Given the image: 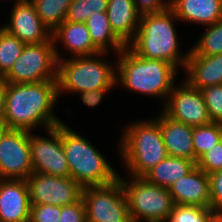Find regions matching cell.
Segmentation results:
<instances>
[{
	"label": "cell",
	"instance_id": "1",
	"mask_svg": "<svg viewBox=\"0 0 222 222\" xmlns=\"http://www.w3.org/2000/svg\"><path fill=\"white\" fill-rule=\"evenodd\" d=\"M58 94L57 80L37 83H7L3 121L9 129L34 131L62 123L53 113ZM33 130V131H32Z\"/></svg>",
	"mask_w": 222,
	"mask_h": 222
},
{
	"label": "cell",
	"instance_id": "2",
	"mask_svg": "<svg viewBox=\"0 0 222 222\" xmlns=\"http://www.w3.org/2000/svg\"><path fill=\"white\" fill-rule=\"evenodd\" d=\"M174 19L178 20L171 8L141 15L138 30L127 47L142 58L163 60L185 69L189 52L180 55Z\"/></svg>",
	"mask_w": 222,
	"mask_h": 222
},
{
	"label": "cell",
	"instance_id": "3",
	"mask_svg": "<svg viewBox=\"0 0 222 222\" xmlns=\"http://www.w3.org/2000/svg\"><path fill=\"white\" fill-rule=\"evenodd\" d=\"M117 55L116 85L121 83L127 90L168 98L175 86L176 66L163 60L142 58L127 46Z\"/></svg>",
	"mask_w": 222,
	"mask_h": 222
},
{
	"label": "cell",
	"instance_id": "4",
	"mask_svg": "<svg viewBox=\"0 0 222 222\" xmlns=\"http://www.w3.org/2000/svg\"><path fill=\"white\" fill-rule=\"evenodd\" d=\"M121 137L119 151L129 175L143 177L168 156L157 119L131 123Z\"/></svg>",
	"mask_w": 222,
	"mask_h": 222
},
{
	"label": "cell",
	"instance_id": "5",
	"mask_svg": "<svg viewBox=\"0 0 222 222\" xmlns=\"http://www.w3.org/2000/svg\"><path fill=\"white\" fill-rule=\"evenodd\" d=\"M62 146L70 177L83 188L111 184L118 179V173L99 150L63 122Z\"/></svg>",
	"mask_w": 222,
	"mask_h": 222
},
{
	"label": "cell",
	"instance_id": "6",
	"mask_svg": "<svg viewBox=\"0 0 222 222\" xmlns=\"http://www.w3.org/2000/svg\"><path fill=\"white\" fill-rule=\"evenodd\" d=\"M102 52L93 56L71 57L58 60V94L62 91L81 93L96 89H111L116 85V68L100 60Z\"/></svg>",
	"mask_w": 222,
	"mask_h": 222
},
{
	"label": "cell",
	"instance_id": "7",
	"mask_svg": "<svg viewBox=\"0 0 222 222\" xmlns=\"http://www.w3.org/2000/svg\"><path fill=\"white\" fill-rule=\"evenodd\" d=\"M131 176L130 181L118 176L128 202L132 222H166L175 206L169 188L154 185L144 177Z\"/></svg>",
	"mask_w": 222,
	"mask_h": 222
},
{
	"label": "cell",
	"instance_id": "8",
	"mask_svg": "<svg viewBox=\"0 0 222 222\" xmlns=\"http://www.w3.org/2000/svg\"><path fill=\"white\" fill-rule=\"evenodd\" d=\"M53 41L25 45L20 57L3 77L7 83H37L57 80L60 53Z\"/></svg>",
	"mask_w": 222,
	"mask_h": 222
},
{
	"label": "cell",
	"instance_id": "9",
	"mask_svg": "<svg viewBox=\"0 0 222 222\" xmlns=\"http://www.w3.org/2000/svg\"><path fill=\"white\" fill-rule=\"evenodd\" d=\"M86 222H132L119 178L111 184L84 187Z\"/></svg>",
	"mask_w": 222,
	"mask_h": 222
},
{
	"label": "cell",
	"instance_id": "10",
	"mask_svg": "<svg viewBox=\"0 0 222 222\" xmlns=\"http://www.w3.org/2000/svg\"><path fill=\"white\" fill-rule=\"evenodd\" d=\"M50 138L30 132L31 161L34 173L70 177V169L62 146V123L46 129Z\"/></svg>",
	"mask_w": 222,
	"mask_h": 222
},
{
	"label": "cell",
	"instance_id": "11",
	"mask_svg": "<svg viewBox=\"0 0 222 222\" xmlns=\"http://www.w3.org/2000/svg\"><path fill=\"white\" fill-rule=\"evenodd\" d=\"M31 205L65 206L82 197L83 187L72 177L32 173L26 180Z\"/></svg>",
	"mask_w": 222,
	"mask_h": 222
},
{
	"label": "cell",
	"instance_id": "12",
	"mask_svg": "<svg viewBox=\"0 0 222 222\" xmlns=\"http://www.w3.org/2000/svg\"><path fill=\"white\" fill-rule=\"evenodd\" d=\"M32 173L30 132L8 129L0 142V179L27 180Z\"/></svg>",
	"mask_w": 222,
	"mask_h": 222
},
{
	"label": "cell",
	"instance_id": "13",
	"mask_svg": "<svg viewBox=\"0 0 222 222\" xmlns=\"http://www.w3.org/2000/svg\"><path fill=\"white\" fill-rule=\"evenodd\" d=\"M165 98L163 113L174 121L196 127L211 121L202 92L186 80Z\"/></svg>",
	"mask_w": 222,
	"mask_h": 222
},
{
	"label": "cell",
	"instance_id": "14",
	"mask_svg": "<svg viewBox=\"0 0 222 222\" xmlns=\"http://www.w3.org/2000/svg\"><path fill=\"white\" fill-rule=\"evenodd\" d=\"M12 8L10 23L3 29L26 45L53 41L52 32L41 21L31 0H18Z\"/></svg>",
	"mask_w": 222,
	"mask_h": 222
},
{
	"label": "cell",
	"instance_id": "15",
	"mask_svg": "<svg viewBox=\"0 0 222 222\" xmlns=\"http://www.w3.org/2000/svg\"><path fill=\"white\" fill-rule=\"evenodd\" d=\"M30 212L26 180L0 179V222H30Z\"/></svg>",
	"mask_w": 222,
	"mask_h": 222
},
{
	"label": "cell",
	"instance_id": "16",
	"mask_svg": "<svg viewBox=\"0 0 222 222\" xmlns=\"http://www.w3.org/2000/svg\"><path fill=\"white\" fill-rule=\"evenodd\" d=\"M174 204L211 208L209 177L199 167H195L184 177L169 187Z\"/></svg>",
	"mask_w": 222,
	"mask_h": 222
},
{
	"label": "cell",
	"instance_id": "17",
	"mask_svg": "<svg viewBox=\"0 0 222 222\" xmlns=\"http://www.w3.org/2000/svg\"><path fill=\"white\" fill-rule=\"evenodd\" d=\"M184 71L185 80L199 90L222 84V53L202 56L191 49Z\"/></svg>",
	"mask_w": 222,
	"mask_h": 222
},
{
	"label": "cell",
	"instance_id": "18",
	"mask_svg": "<svg viewBox=\"0 0 222 222\" xmlns=\"http://www.w3.org/2000/svg\"><path fill=\"white\" fill-rule=\"evenodd\" d=\"M156 119L160 123L168 156L187 158L195 162L193 127L174 121L163 112Z\"/></svg>",
	"mask_w": 222,
	"mask_h": 222
},
{
	"label": "cell",
	"instance_id": "19",
	"mask_svg": "<svg viewBox=\"0 0 222 222\" xmlns=\"http://www.w3.org/2000/svg\"><path fill=\"white\" fill-rule=\"evenodd\" d=\"M178 20L210 26L222 19V0H170Z\"/></svg>",
	"mask_w": 222,
	"mask_h": 222
},
{
	"label": "cell",
	"instance_id": "20",
	"mask_svg": "<svg viewBox=\"0 0 222 222\" xmlns=\"http://www.w3.org/2000/svg\"><path fill=\"white\" fill-rule=\"evenodd\" d=\"M54 45H64L73 57L93 56L102 53L92 42L86 23L64 21L52 32Z\"/></svg>",
	"mask_w": 222,
	"mask_h": 222
},
{
	"label": "cell",
	"instance_id": "21",
	"mask_svg": "<svg viewBox=\"0 0 222 222\" xmlns=\"http://www.w3.org/2000/svg\"><path fill=\"white\" fill-rule=\"evenodd\" d=\"M106 13L112 30L127 45L134 38L141 18L134 0H108Z\"/></svg>",
	"mask_w": 222,
	"mask_h": 222
},
{
	"label": "cell",
	"instance_id": "22",
	"mask_svg": "<svg viewBox=\"0 0 222 222\" xmlns=\"http://www.w3.org/2000/svg\"><path fill=\"white\" fill-rule=\"evenodd\" d=\"M195 167L196 163L187 158L167 156L143 177L154 185L169 188L176 180L187 175Z\"/></svg>",
	"mask_w": 222,
	"mask_h": 222
},
{
	"label": "cell",
	"instance_id": "23",
	"mask_svg": "<svg viewBox=\"0 0 222 222\" xmlns=\"http://www.w3.org/2000/svg\"><path fill=\"white\" fill-rule=\"evenodd\" d=\"M85 23L93 44L101 52H107L111 47L118 54L127 46L112 30L106 12L92 14Z\"/></svg>",
	"mask_w": 222,
	"mask_h": 222
},
{
	"label": "cell",
	"instance_id": "24",
	"mask_svg": "<svg viewBox=\"0 0 222 222\" xmlns=\"http://www.w3.org/2000/svg\"><path fill=\"white\" fill-rule=\"evenodd\" d=\"M41 21L53 32L66 19L72 0H31Z\"/></svg>",
	"mask_w": 222,
	"mask_h": 222
},
{
	"label": "cell",
	"instance_id": "25",
	"mask_svg": "<svg viewBox=\"0 0 222 222\" xmlns=\"http://www.w3.org/2000/svg\"><path fill=\"white\" fill-rule=\"evenodd\" d=\"M222 140V123L210 122L193 127V147L195 163L209 149Z\"/></svg>",
	"mask_w": 222,
	"mask_h": 222
},
{
	"label": "cell",
	"instance_id": "26",
	"mask_svg": "<svg viewBox=\"0 0 222 222\" xmlns=\"http://www.w3.org/2000/svg\"><path fill=\"white\" fill-rule=\"evenodd\" d=\"M22 41L8 33L5 29L0 31V76L4 77L13 64L20 57L24 47Z\"/></svg>",
	"mask_w": 222,
	"mask_h": 222
},
{
	"label": "cell",
	"instance_id": "27",
	"mask_svg": "<svg viewBox=\"0 0 222 222\" xmlns=\"http://www.w3.org/2000/svg\"><path fill=\"white\" fill-rule=\"evenodd\" d=\"M201 38L191 48L197 55L209 56L222 53V19L207 26Z\"/></svg>",
	"mask_w": 222,
	"mask_h": 222
},
{
	"label": "cell",
	"instance_id": "28",
	"mask_svg": "<svg viewBox=\"0 0 222 222\" xmlns=\"http://www.w3.org/2000/svg\"><path fill=\"white\" fill-rule=\"evenodd\" d=\"M108 0H72L65 21L85 23L92 14L106 12Z\"/></svg>",
	"mask_w": 222,
	"mask_h": 222
},
{
	"label": "cell",
	"instance_id": "29",
	"mask_svg": "<svg viewBox=\"0 0 222 222\" xmlns=\"http://www.w3.org/2000/svg\"><path fill=\"white\" fill-rule=\"evenodd\" d=\"M214 213L211 208L177 204L167 222H207Z\"/></svg>",
	"mask_w": 222,
	"mask_h": 222
},
{
	"label": "cell",
	"instance_id": "30",
	"mask_svg": "<svg viewBox=\"0 0 222 222\" xmlns=\"http://www.w3.org/2000/svg\"><path fill=\"white\" fill-rule=\"evenodd\" d=\"M212 122L222 123V84L200 90Z\"/></svg>",
	"mask_w": 222,
	"mask_h": 222
},
{
	"label": "cell",
	"instance_id": "31",
	"mask_svg": "<svg viewBox=\"0 0 222 222\" xmlns=\"http://www.w3.org/2000/svg\"><path fill=\"white\" fill-rule=\"evenodd\" d=\"M196 166L206 174L222 170V140L204 153L196 162Z\"/></svg>",
	"mask_w": 222,
	"mask_h": 222
},
{
	"label": "cell",
	"instance_id": "32",
	"mask_svg": "<svg viewBox=\"0 0 222 222\" xmlns=\"http://www.w3.org/2000/svg\"><path fill=\"white\" fill-rule=\"evenodd\" d=\"M61 206L31 205L30 222H59Z\"/></svg>",
	"mask_w": 222,
	"mask_h": 222
},
{
	"label": "cell",
	"instance_id": "33",
	"mask_svg": "<svg viewBox=\"0 0 222 222\" xmlns=\"http://www.w3.org/2000/svg\"><path fill=\"white\" fill-rule=\"evenodd\" d=\"M211 209L222 214V170L208 174Z\"/></svg>",
	"mask_w": 222,
	"mask_h": 222
},
{
	"label": "cell",
	"instance_id": "34",
	"mask_svg": "<svg viewBox=\"0 0 222 222\" xmlns=\"http://www.w3.org/2000/svg\"><path fill=\"white\" fill-rule=\"evenodd\" d=\"M59 222H86L85 206L82 198L72 204L61 206Z\"/></svg>",
	"mask_w": 222,
	"mask_h": 222
},
{
	"label": "cell",
	"instance_id": "35",
	"mask_svg": "<svg viewBox=\"0 0 222 222\" xmlns=\"http://www.w3.org/2000/svg\"><path fill=\"white\" fill-rule=\"evenodd\" d=\"M134 5L141 15L159 13L170 8V0H134Z\"/></svg>",
	"mask_w": 222,
	"mask_h": 222
},
{
	"label": "cell",
	"instance_id": "36",
	"mask_svg": "<svg viewBox=\"0 0 222 222\" xmlns=\"http://www.w3.org/2000/svg\"><path fill=\"white\" fill-rule=\"evenodd\" d=\"M111 89H96L81 92V100L88 107H96L100 104L103 96ZM105 93V94H104Z\"/></svg>",
	"mask_w": 222,
	"mask_h": 222
},
{
	"label": "cell",
	"instance_id": "37",
	"mask_svg": "<svg viewBox=\"0 0 222 222\" xmlns=\"http://www.w3.org/2000/svg\"><path fill=\"white\" fill-rule=\"evenodd\" d=\"M7 82L0 78V119H3Z\"/></svg>",
	"mask_w": 222,
	"mask_h": 222
},
{
	"label": "cell",
	"instance_id": "38",
	"mask_svg": "<svg viewBox=\"0 0 222 222\" xmlns=\"http://www.w3.org/2000/svg\"><path fill=\"white\" fill-rule=\"evenodd\" d=\"M9 128L7 127V125L5 124V122L0 119V142L2 137L4 136L5 132L8 130Z\"/></svg>",
	"mask_w": 222,
	"mask_h": 222
},
{
	"label": "cell",
	"instance_id": "39",
	"mask_svg": "<svg viewBox=\"0 0 222 222\" xmlns=\"http://www.w3.org/2000/svg\"><path fill=\"white\" fill-rule=\"evenodd\" d=\"M207 222H222V214L214 213Z\"/></svg>",
	"mask_w": 222,
	"mask_h": 222
}]
</instances>
